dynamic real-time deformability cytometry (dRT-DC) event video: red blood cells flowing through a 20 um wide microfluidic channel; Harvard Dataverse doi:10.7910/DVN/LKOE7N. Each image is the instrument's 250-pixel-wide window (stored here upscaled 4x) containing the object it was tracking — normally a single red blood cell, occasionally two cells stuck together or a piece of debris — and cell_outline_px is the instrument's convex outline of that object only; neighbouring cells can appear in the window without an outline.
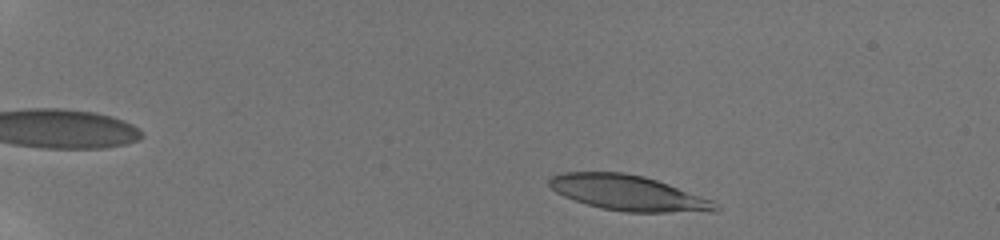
{"species": "human", "species_latin": "Homo sapiens", "temperature_condition": "room temperature", "stored_images_in_passage": 88, "camera_frame_rate_fps": 3000, "um_per_image_px": 0.085, "donor": {"sex": "male"}, "frame": {"image": 1, "passage_image": 6, "time_ms": 1.0, "image_size_px": [1000, 240], "cell_outline_px": [[720, 208], [716, 212], [628, 212], [604, 208], [588, 204], [564, 196], [556, 192], [548, 184], [548, 180], [552, 176], [564, 172], [624, 172], [644, 176], [668, 184], [712, 200]], "centroid_in_image_um": [53.42, 16.4], "position_along_channel_um": 31.6, "area_um2": 33.87}}
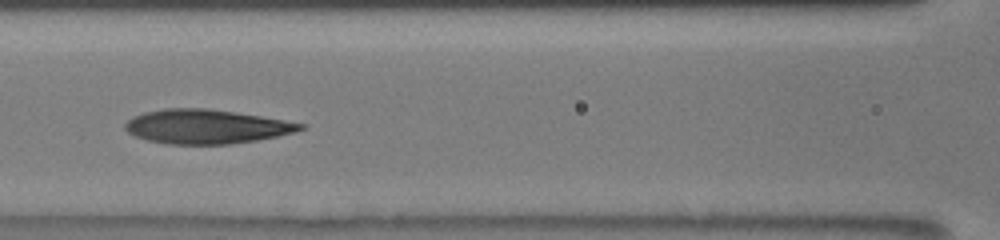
{"frame": {"image": 2, "passage_image": 32, "time_ms": 7.0, "image_size_px": [1000, 240], "cell_outline_px": [[308, 124], [304, 128], [296, 132], [256, 140], [228, 144], [164, 144], [148, 140], [136, 136], [128, 132], [124, 128], [124, 124], [128, 120], [144, 112], [164, 108], [208, 108], [236, 112]], "centroid_in_image_um": [17.54, 10.75], "position_along_channel_um": 149.1, "area_um2": 34.85}}
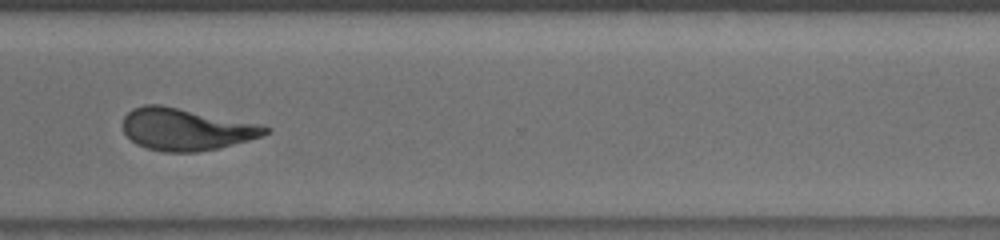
{"frame": {"image": 3, "passage_image": 71, "time_ms": 12.333, "image_size_px": [1000, 240], "cell_outline_px": [[272, 128], [268, 132], [260, 136], [248, 140], [220, 148], [196, 152], [164, 152], [144, 148], [136, 144], [124, 132], [124, 116], [132, 108], [144, 104], [160, 104], [260, 124]], "centroid_in_image_um": [15.79, 10.99], "position_along_channel_um": 354.8, "area_um2": 34.85}, "authors_computed_cell_mechanics": {"area_um2": 34.4488, "velocity_mm_per_s": 3.8587, "shape_relaxation_time_tau1_ms": null, "shape_relaxation_time_tau2_ms": 1.8982, "deformation_change_tau1": null, "deformation_change_tau2": 0.0989}}